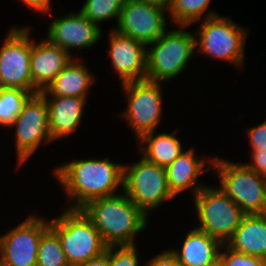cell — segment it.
<instances>
[{
    "label": "cell",
    "mask_w": 266,
    "mask_h": 266,
    "mask_svg": "<svg viewBox=\"0 0 266 266\" xmlns=\"http://www.w3.org/2000/svg\"><path fill=\"white\" fill-rule=\"evenodd\" d=\"M32 94L18 88L0 87V126L11 127Z\"/></svg>",
    "instance_id": "cb8c5ba5"
},
{
    "label": "cell",
    "mask_w": 266,
    "mask_h": 266,
    "mask_svg": "<svg viewBox=\"0 0 266 266\" xmlns=\"http://www.w3.org/2000/svg\"><path fill=\"white\" fill-rule=\"evenodd\" d=\"M138 258L136 245L108 246V266H138Z\"/></svg>",
    "instance_id": "83f0119b"
},
{
    "label": "cell",
    "mask_w": 266,
    "mask_h": 266,
    "mask_svg": "<svg viewBox=\"0 0 266 266\" xmlns=\"http://www.w3.org/2000/svg\"><path fill=\"white\" fill-rule=\"evenodd\" d=\"M122 192L94 199L81 208L107 246L135 245V234L148 223L147 215Z\"/></svg>",
    "instance_id": "7a4b0ae2"
},
{
    "label": "cell",
    "mask_w": 266,
    "mask_h": 266,
    "mask_svg": "<svg viewBox=\"0 0 266 266\" xmlns=\"http://www.w3.org/2000/svg\"><path fill=\"white\" fill-rule=\"evenodd\" d=\"M226 244L235 251L266 260V214H246Z\"/></svg>",
    "instance_id": "ffe728a7"
},
{
    "label": "cell",
    "mask_w": 266,
    "mask_h": 266,
    "mask_svg": "<svg viewBox=\"0 0 266 266\" xmlns=\"http://www.w3.org/2000/svg\"><path fill=\"white\" fill-rule=\"evenodd\" d=\"M160 84L147 79L122 84L128 105L121 117L129 123L138 140L144 134L155 132L162 118Z\"/></svg>",
    "instance_id": "30bf717a"
},
{
    "label": "cell",
    "mask_w": 266,
    "mask_h": 266,
    "mask_svg": "<svg viewBox=\"0 0 266 266\" xmlns=\"http://www.w3.org/2000/svg\"><path fill=\"white\" fill-rule=\"evenodd\" d=\"M165 13L168 11L155 5L138 0H124L115 30L148 47L167 31Z\"/></svg>",
    "instance_id": "4fadbf2b"
},
{
    "label": "cell",
    "mask_w": 266,
    "mask_h": 266,
    "mask_svg": "<svg viewBox=\"0 0 266 266\" xmlns=\"http://www.w3.org/2000/svg\"><path fill=\"white\" fill-rule=\"evenodd\" d=\"M210 2V0H171L168 14L174 24L187 27L197 20L201 22L202 19L219 15L215 11L209 12V10L203 15ZM202 15L205 17L201 18Z\"/></svg>",
    "instance_id": "603a6c76"
},
{
    "label": "cell",
    "mask_w": 266,
    "mask_h": 266,
    "mask_svg": "<svg viewBox=\"0 0 266 266\" xmlns=\"http://www.w3.org/2000/svg\"><path fill=\"white\" fill-rule=\"evenodd\" d=\"M209 266H224L221 261L218 259L216 262H214L213 264L209 265Z\"/></svg>",
    "instance_id": "e575fe53"
},
{
    "label": "cell",
    "mask_w": 266,
    "mask_h": 266,
    "mask_svg": "<svg viewBox=\"0 0 266 266\" xmlns=\"http://www.w3.org/2000/svg\"><path fill=\"white\" fill-rule=\"evenodd\" d=\"M138 1L161 7L167 11L169 10L171 4V0H138Z\"/></svg>",
    "instance_id": "836d02e7"
},
{
    "label": "cell",
    "mask_w": 266,
    "mask_h": 266,
    "mask_svg": "<svg viewBox=\"0 0 266 266\" xmlns=\"http://www.w3.org/2000/svg\"><path fill=\"white\" fill-rule=\"evenodd\" d=\"M73 57L48 39L33 42L30 63L34 87L39 92L47 89Z\"/></svg>",
    "instance_id": "2e32d148"
},
{
    "label": "cell",
    "mask_w": 266,
    "mask_h": 266,
    "mask_svg": "<svg viewBox=\"0 0 266 266\" xmlns=\"http://www.w3.org/2000/svg\"><path fill=\"white\" fill-rule=\"evenodd\" d=\"M165 31L147 48L146 79L162 83L175 78L185 70L196 52L195 35L186 32L184 26Z\"/></svg>",
    "instance_id": "5b68a950"
},
{
    "label": "cell",
    "mask_w": 266,
    "mask_h": 266,
    "mask_svg": "<svg viewBox=\"0 0 266 266\" xmlns=\"http://www.w3.org/2000/svg\"><path fill=\"white\" fill-rule=\"evenodd\" d=\"M209 159V160H208ZM207 161L219 176L220 188L246 214H264L266 209V177L246 164L211 157Z\"/></svg>",
    "instance_id": "277c9868"
},
{
    "label": "cell",
    "mask_w": 266,
    "mask_h": 266,
    "mask_svg": "<svg viewBox=\"0 0 266 266\" xmlns=\"http://www.w3.org/2000/svg\"><path fill=\"white\" fill-rule=\"evenodd\" d=\"M80 266H108V247L102 254L90 259Z\"/></svg>",
    "instance_id": "d6a6232c"
},
{
    "label": "cell",
    "mask_w": 266,
    "mask_h": 266,
    "mask_svg": "<svg viewBox=\"0 0 266 266\" xmlns=\"http://www.w3.org/2000/svg\"><path fill=\"white\" fill-rule=\"evenodd\" d=\"M28 8H32L37 12L48 13L51 12V1L50 0H20Z\"/></svg>",
    "instance_id": "1f68e13d"
},
{
    "label": "cell",
    "mask_w": 266,
    "mask_h": 266,
    "mask_svg": "<svg viewBox=\"0 0 266 266\" xmlns=\"http://www.w3.org/2000/svg\"><path fill=\"white\" fill-rule=\"evenodd\" d=\"M194 152L193 148L184 151L165 168L168 186L174 197L187 189H192L194 197L204 187L196 180L212 166L206 167V158H197Z\"/></svg>",
    "instance_id": "ac0fdd59"
},
{
    "label": "cell",
    "mask_w": 266,
    "mask_h": 266,
    "mask_svg": "<svg viewBox=\"0 0 266 266\" xmlns=\"http://www.w3.org/2000/svg\"><path fill=\"white\" fill-rule=\"evenodd\" d=\"M184 238L181 250H172L182 266H209L219 259L222 243L207 232L197 228Z\"/></svg>",
    "instance_id": "d6986e66"
},
{
    "label": "cell",
    "mask_w": 266,
    "mask_h": 266,
    "mask_svg": "<svg viewBox=\"0 0 266 266\" xmlns=\"http://www.w3.org/2000/svg\"><path fill=\"white\" fill-rule=\"evenodd\" d=\"M36 266H69L59 237L51 227L40 238Z\"/></svg>",
    "instance_id": "d4e9b609"
},
{
    "label": "cell",
    "mask_w": 266,
    "mask_h": 266,
    "mask_svg": "<svg viewBox=\"0 0 266 266\" xmlns=\"http://www.w3.org/2000/svg\"><path fill=\"white\" fill-rule=\"evenodd\" d=\"M219 260L224 266H266L265 259L235 251L227 244H222Z\"/></svg>",
    "instance_id": "4316f807"
},
{
    "label": "cell",
    "mask_w": 266,
    "mask_h": 266,
    "mask_svg": "<svg viewBox=\"0 0 266 266\" xmlns=\"http://www.w3.org/2000/svg\"><path fill=\"white\" fill-rule=\"evenodd\" d=\"M61 216L50 220L57 233L69 266H80L107 249L99 231L82 209H66Z\"/></svg>",
    "instance_id": "3957f363"
},
{
    "label": "cell",
    "mask_w": 266,
    "mask_h": 266,
    "mask_svg": "<svg viewBox=\"0 0 266 266\" xmlns=\"http://www.w3.org/2000/svg\"><path fill=\"white\" fill-rule=\"evenodd\" d=\"M252 161L246 165L259 175L266 177V149H256L251 152Z\"/></svg>",
    "instance_id": "f546056e"
},
{
    "label": "cell",
    "mask_w": 266,
    "mask_h": 266,
    "mask_svg": "<svg viewBox=\"0 0 266 266\" xmlns=\"http://www.w3.org/2000/svg\"><path fill=\"white\" fill-rule=\"evenodd\" d=\"M49 25L47 39L66 50L85 49L93 46L101 38V27L90 21L80 11L56 17Z\"/></svg>",
    "instance_id": "9a60e30c"
},
{
    "label": "cell",
    "mask_w": 266,
    "mask_h": 266,
    "mask_svg": "<svg viewBox=\"0 0 266 266\" xmlns=\"http://www.w3.org/2000/svg\"><path fill=\"white\" fill-rule=\"evenodd\" d=\"M94 79L87 66L82 62L79 63L75 57L57 75L49 87L40 93L49 96L87 98L88 89L93 85Z\"/></svg>",
    "instance_id": "44dd1931"
},
{
    "label": "cell",
    "mask_w": 266,
    "mask_h": 266,
    "mask_svg": "<svg viewBox=\"0 0 266 266\" xmlns=\"http://www.w3.org/2000/svg\"><path fill=\"white\" fill-rule=\"evenodd\" d=\"M123 3L124 0H85L80 12L97 26L112 18L118 23Z\"/></svg>",
    "instance_id": "484cf974"
},
{
    "label": "cell",
    "mask_w": 266,
    "mask_h": 266,
    "mask_svg": "<svg viewBox=\"0 0 266 266\" xmlns=\"http://www.w3.org/2000/svg\"><path fill=\"white\" fill-rule=\"evenodd\" d=\"M246 132L249 137L248 139H250L251 150L266 149V120L258 126L248 129Z\"/></svg>",
    "instance_id": "f1b7e54d"
},
{
    "label": "cell",
    "mask_w": 266,
    "mask_h": 266,
    "mask_svg": "<svg viewBox=\"0 0 266 266\" xmlns=\"http://www.w3.org/2000/svg\"><path fill=\"white\" fill-rule=\"evenodd\" d=\"M54 172L67 198L74 202L68 207L71 209H81L89 201L115 195L123 187V165L109 158L72 160Z\"/></svg>",
    "instance_id": "6da1fadb"
},
{
    "label": "cell",
    "mask_w": 266,
    "mask_h": 266,
    "mask_svg": "<svg viewBox=\"0 0 266 266\" xmlns=\"http://www.w3.org/2000/svg\"><path fill=\"white\" fill-rule=\"evenodd\" d=\"M0 266H8V265H5L4 263H2V262L0 261Z\"/></svg>",
    "instance_id": "d590c367"
},
{
    "label": "cell",
    "mask_w": 266,
    "mask_h": 266,
    "mask_svg": "<svg viewBox=\"0 0 266 266\" xmlns=\"http://www.w3.org/2000/svg\"><path fill=\"white\" fill-rule=\"evenodd\" d=\"M109 54L113 68L121 80V84L137 80H145L147 74V47L112 29L109 34Z\"/></svg>",
    "instance_id": "5bb4252c"
},
{
    "label": "cell",
    "mask_w": 266,
    "mask_h": 266,
    "mask_svg": "<svg viewBox=\"0 0 266 266\" xmlns=\"http://www.w3.org/2000/svg\"><path fill=\"white\" fill-rule=\"evenodd\" d=\"M47 101L49 126L53 141L68 137L75 132L82 120L83 109L87 98L74 96L43 95Z\"/></svg>",
    "instance_id": "e0dca14e"
},
{
    "label": "cell",
    "mask_w": 266,
    "mask_h": 266,
    "mask_svg": "<svg viewBox=\"0 0 266 266\" xmlns=\"http://www.w3.org/2000/svg\"><path fill=\"white\" fill-rule=\"evenodd\" d=\"M194 205L200 227L226 244L234 235L246 213L222 189L204 186L195 196Z\"/></svg>",
    "instance_id": "52a82bcc"
},
{
    "label": "cell",
    "mask_w": 266,
    "mask_h": 266,
    "mask_svg": "<svg viewBox=\"0 0 266 266\" xmlns=\"http://www.w3.org/2000/svg\"><path fill=\"white\" fill-rule=\"evenodd\" d=\"M196 32L195 37H199L195 39L196 51L232 63L234 67L241 69L245 63L246 28L219 14L202 20Z\"/></svg>",
    "instance_id": "8992f818"
},
{
    "label": "cell",
    "mask_w": 266,
    "mask_h": 266,
    "mask_svg": "<svg viewBox=\"0 0 266 266\" xmlns=\"http://www.w3.org/2000/svg\"><path fill=\"white\" fill-rule=\"evenodd\" d=\"M49 227V221L31 215L0 236V261L8 266H36L40 238Z\"/></svg>",
    "instance_id": "7c38bea8"
},
{
    "label": "cell",
    "mask_w": 266,
    "mask_h": 266,
    "mask_svg": "<svg viewBox=\"0 0 266 266\" xmlns=\"http://www.w3.org/2000/svg\"><path fill=\"white\" fill-rule=\"evenodd\" d=\"M18 166L36 151L41 143H51L47 101L41 93L31 95L24 103L14 123Z\"/></svg>",
    "instance_id": "8fae6325"
},
{
    "label": "cell",
    "mask_w": 266,
    "mask_h": 266,
    "mask_svg": "<svg viewBox=\"0 0 266 266\" xmlns=\"http://www.w3.org/2000/svg\"><path fill=\"white\" fill-rule=\"evenodd\" d=\"M177 131L172 134L162 133L154 135L155 132L144 134L139 140V150L143 157L152 163L166 168L184 150L180 140L176 137Z\"/></svg>",
    "instance_id": "7402d4cb"
},
{
    "label": "cell",
    "mask_w": 266,
    "mask_h": 266,
    "mask_svg": "<svg viewBox=\"0 0 266 266\" xmlns=\"http://www.w3.org/2000/svg\"><path fill=\"white\" fill-rule=\"evenodd\" d=\"M144 266H182L171 250L159 253L156 257L151 258Z\"/></svg>",
    "instance_id": "4dcf8cb0"
},
{
    "label": "cell",
    "mask_w": 266,
    "mask_h": 266,
    "mask_svg": "<svg viewBox=\"0 0 266 266\" xmlns=\"http://www.w3.org/2000/svg\"><path fill=\"white\" fill-rule=\"evenodd\" d=\"M121 190L147 216L165 200L174 198L168 186L166 169L144 157L132 165H123Z\"/></svg>",
    "instance_id": "ba28073f"
},
{
    "label": "cell",
    "mask_w": 266,
    "mask_h": 266,
    "mask_svg": "<svg viewBox=\"0 0 266 266\" xmlns=\"http://www.w3.org/2000/svg\"><path fill=\"white\" fill-rule=\"evenodd\" d=\"M29 27H13L0 49V87L40 93L32 83L30 56L33 40Z\"/></svg>",
    "instance_id": "9c48e42d"
}]
</instances>
